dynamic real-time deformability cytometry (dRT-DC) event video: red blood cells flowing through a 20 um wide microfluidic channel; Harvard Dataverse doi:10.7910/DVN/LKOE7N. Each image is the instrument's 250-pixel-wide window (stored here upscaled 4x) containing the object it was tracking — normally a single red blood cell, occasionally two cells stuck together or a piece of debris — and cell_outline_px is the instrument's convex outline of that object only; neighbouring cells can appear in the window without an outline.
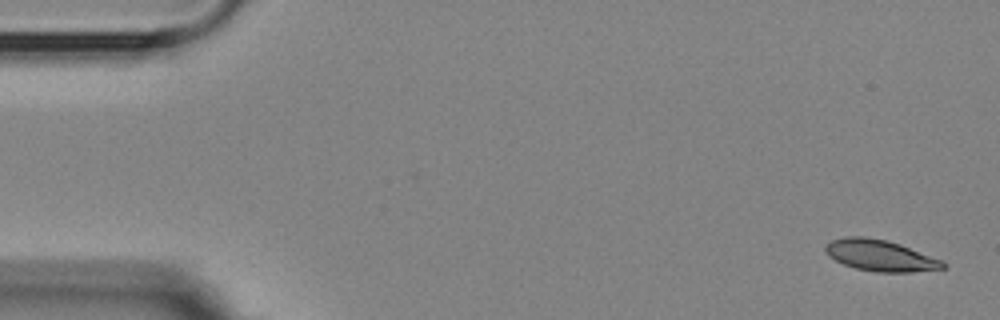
{"species": "Egyptian fruit bat (a non-hibernating species)", "species_latin": "Rousettus aegyptiacus", "temperature_condition": "room temperature", "stored_images_in_passage": 4, "camera_frame_rate_fps": 3000, "um_per_image_px": 0.085, "animal": {"sex": "female"}, "frame": {"image": 1, "passage_image": 1, "time_ms": 0.0, "image_size_px": [1000, 320], "cell_outline_px": [[948, 264], [944, 268], [912, 272], [876, 272], [856, 268], [844, 264], [828, 256], [824, 252], [824, 248], [832, 240], [844, 236], [864, 236], [888, 240], [900, 244], [944, 260]], "centroid_in_image_um": [74.84, 21.71], "position_along_channel_um": 10.2, "area_um2": 21.56}}
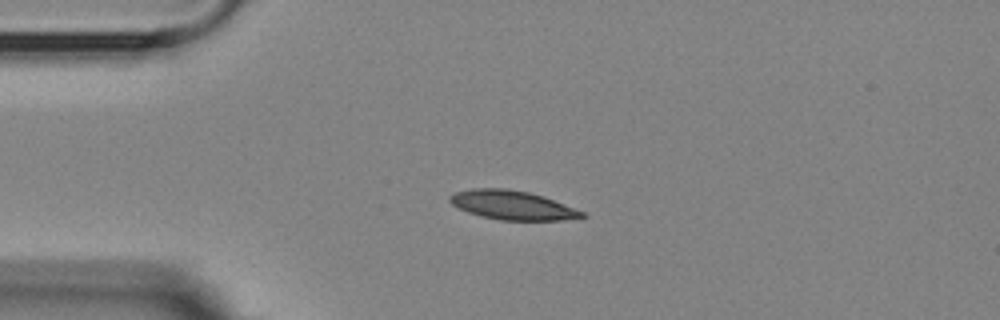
{"frame": {"image": 2, "passage_image": 3, "time_ms": 3.667, "image_size_px": [1000, 320], "cell_outline_px": [[588, 216], [560, 220], [500, 220], [468, 212], [452, 204], [448, 200], [448, 196], [456, 192], [472, 188], [508, 188], [528, 192], [544, 196], [584, 212]], "centroid_in_image_um": [43.54, 17.42], "position_along_channel_um": 41.5, "area_um2": 22.2}}